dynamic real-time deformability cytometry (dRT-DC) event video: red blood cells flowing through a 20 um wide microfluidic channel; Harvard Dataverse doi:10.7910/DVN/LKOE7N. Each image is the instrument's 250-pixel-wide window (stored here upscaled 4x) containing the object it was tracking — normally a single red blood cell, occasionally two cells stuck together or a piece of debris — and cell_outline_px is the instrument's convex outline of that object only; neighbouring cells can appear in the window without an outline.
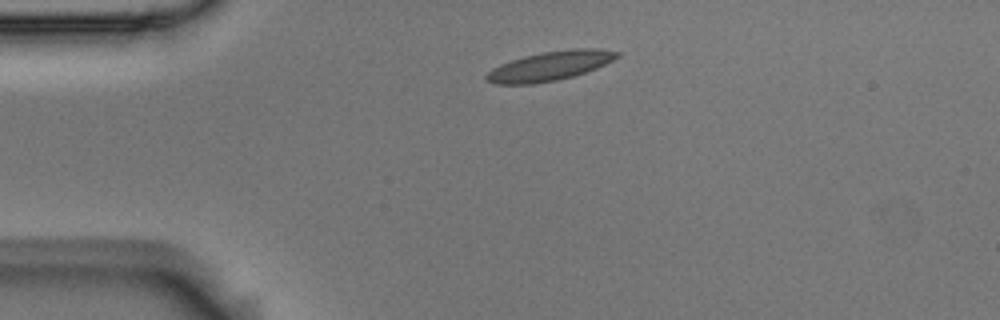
{"species": "Egyptian fruit bat (a non-hibernating species)", "species_latin": "Rousettus aegyptiacus", "temperature_condition": "room temperature", "stored_images_in_passage": 45, "camera_frame_rate_fps": 3000, "um_per_image_px": 0.085, "animal": {"sex": "male"}, "frame": {"image": 1, "passage_image": 1, "time_ms": 0.0, "image_size_px": [1000, 320], "cell_outline_px": [[620, 56], [596, 68], [572, 76], [556, 80], [532, 84], [496, 84], [484, 80], [484, 76], [492, 68], [500, 64], [524, 56], [544, 52], [572, 48], [596, 48], [620, 52]], "centroid_in_image_um": [46.71, 5.6], "position_along_channel_um": 38.3, "area_um2": 22.14}}
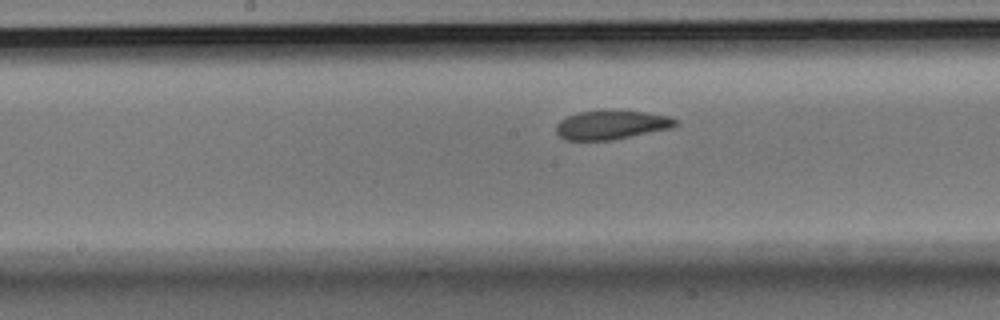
{"frame": {"image": 2, "passage_image": 17, "time_ms": 5.333, "image_size_px": [1000, 320], "cell_outline_px": [[680, 124], [672, 128], [612, 140], [564, 140], [556, 132], [556, 124], [560, 120], [568, 116], [580, 112], [600, 108], [604, 108], [648, 112], [668, 116], [676, 120]], "centroid_in_image_um": [51.98, 10.58], "position_along_channel_um": 196.2, "area_um2": 20.75}}
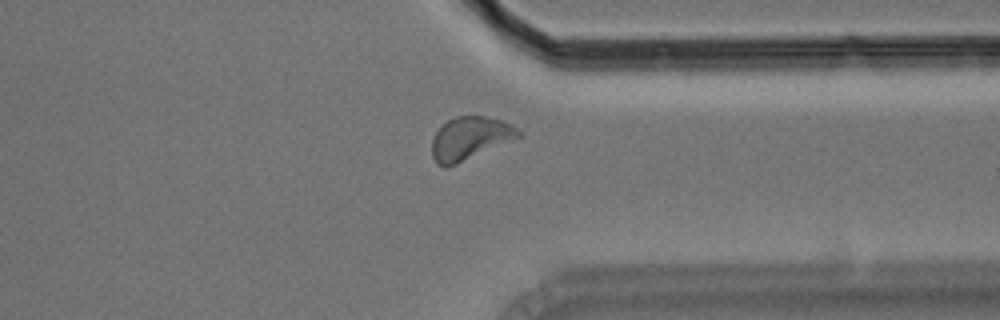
{"frame": {"image": 3, "passage_image": 32, "time_ms": 10.333, "image_size_px": [1000, 320], "cell_outline_px": [[524, 136], [456, 164], [436, 164], [432, 156], [432, 140], [436, 132], [448, 120], [456, 116], [484, 116], [500, 120], [512, 124], [524, 132]], "centroid_in_image_um": [40.02, 11.73], "position_along_channel_um": 371.4, "area_um2": 21.56}, "authors_computed_cell_mechanics": {"area_um2": 21.0392, "velocity_mm_per_s": 3.5405, "shape_relaxation_time_tau1_ms": 7.496, "shape_relaxation_time_tau2_ms": 2.6352, "deformation_change_tau1": 0.16, "deformation_change_tau2": 0.0745}}